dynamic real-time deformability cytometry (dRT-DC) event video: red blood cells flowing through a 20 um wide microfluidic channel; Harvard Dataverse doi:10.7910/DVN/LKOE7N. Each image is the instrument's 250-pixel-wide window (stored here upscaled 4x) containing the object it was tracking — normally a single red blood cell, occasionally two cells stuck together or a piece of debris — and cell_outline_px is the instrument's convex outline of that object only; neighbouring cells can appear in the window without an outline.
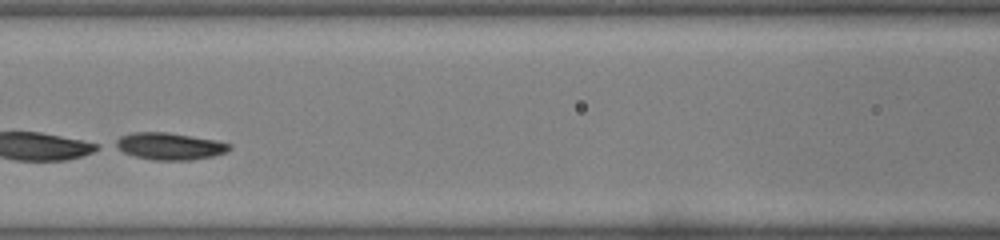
{"species": "common noctule bat (a hibernating species)", "species_latin": "Nyctalus noctula", "temperature_condition": "warm", "stored_images_in_passage": 26, "camera_frame_rate_fps": 3000, "um_per_image_px": 0.085, "animal": {"sex": "male", "body_mass_g": 19.0, "forearm_length_mm": 50.8}, "frame": {"image": 1, "passage_image": 8, "time_ms": 2.333, "image_size_px": [1000, 240], "cell_outline_px": [[232, 148], [228, 152], [212, 156], [192, 160], [152, 160], [136, 156], [124, 152], [108, 144], [120, 136], [132, 132], [168, 132], [216, 140], [232, 144]], "centroid_in_image_um": [14.38, 12.42], "position_along_channel_um": 152.2, "area_um2": 18.26}}